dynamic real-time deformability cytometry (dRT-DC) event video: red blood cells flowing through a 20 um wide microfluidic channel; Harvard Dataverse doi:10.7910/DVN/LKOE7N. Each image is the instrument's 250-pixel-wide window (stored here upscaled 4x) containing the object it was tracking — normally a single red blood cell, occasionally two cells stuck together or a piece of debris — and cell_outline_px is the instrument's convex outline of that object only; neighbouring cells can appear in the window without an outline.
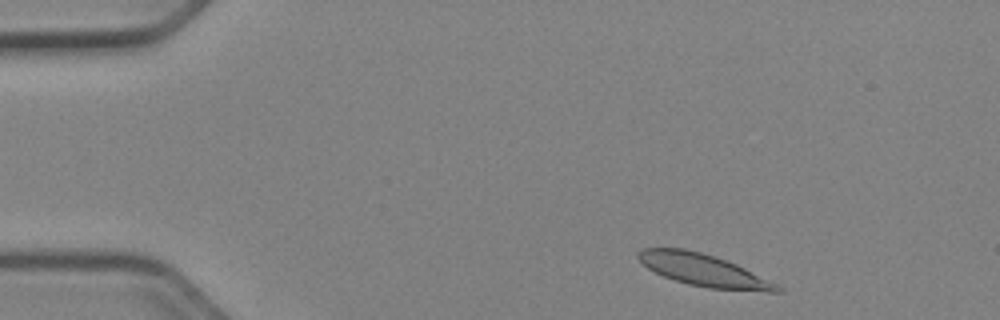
{"species": "Egyptian fruit bat (a non-hibernating species)", "species_latin": "Rousettus aegyptiacus", "temperature_condition": "cold", "stored_images_in_passage": 46, "camera_frame_rate_fps": 3000, "um_per_image_px": 0.085, "animal": {"sex": "female"}, "frame": {"image": 1, "passage_image": 2, "time_ms": 0.333, "image_size_px": [1000, 320], "cell_outline_px": [[784, 292], [768, 292], [708, 288], [688, 284], [664, 276], [648, 268], [636, 256], [636, 252], [640, 248], [684, 248], [700, 252], [736, 264], [784, 288]], "centroid_in_image_um": [59.79, 22.97], "position_along_channel_um": 25.2, "area_um2": 25.72}}
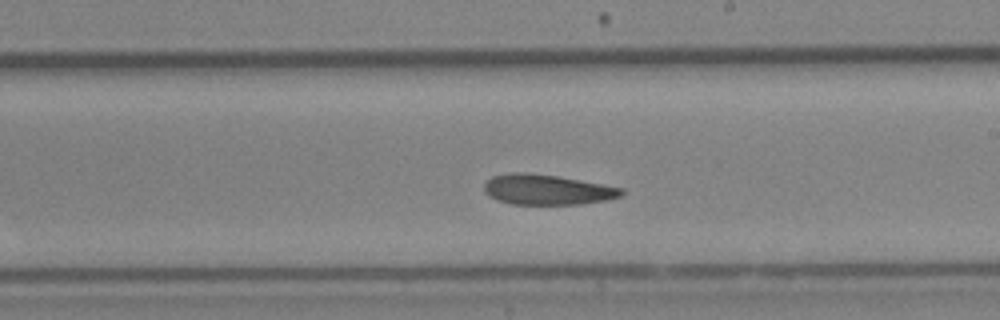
{"frame": {"image": 2, "passage_image": 25, "time_ms": 8.0, "image_size_px": [1000, 320], "cell_outline_px": [[624, 192], [620, 196], [604, 200], [584, 204], [512, 204], [496, 200], [488, 196], [484, 192], [484, 184], [492, 176], [512, 172], [524, 172], [556, 176], [624, 188]], "centroid_in_image_um": [46.46, 16.12], "position_along_channel_um": 242.5, "area_um2": 24.1}}
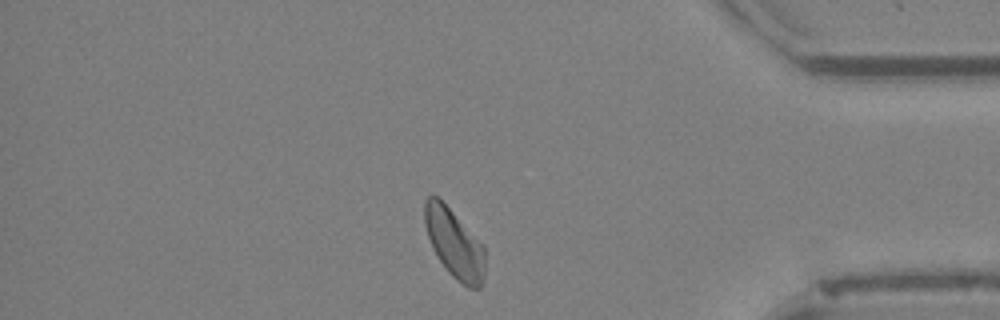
{"frame": {"image": 3, "passage_image": 39, "time_ms": 12.667, "image_size_px": [1000, 320], "cell_outline_px": [[484, 284], [480, 288], [468, 288], [456, 280], [448, 272], [432, 248], [424, 224], [424, 200], [428, 196], [436, 196], [484, 244]], "centroid_in_image_um": [38.63, 20.74], "position_along_channel_um": 396.6, "area_um2": 24.16}}